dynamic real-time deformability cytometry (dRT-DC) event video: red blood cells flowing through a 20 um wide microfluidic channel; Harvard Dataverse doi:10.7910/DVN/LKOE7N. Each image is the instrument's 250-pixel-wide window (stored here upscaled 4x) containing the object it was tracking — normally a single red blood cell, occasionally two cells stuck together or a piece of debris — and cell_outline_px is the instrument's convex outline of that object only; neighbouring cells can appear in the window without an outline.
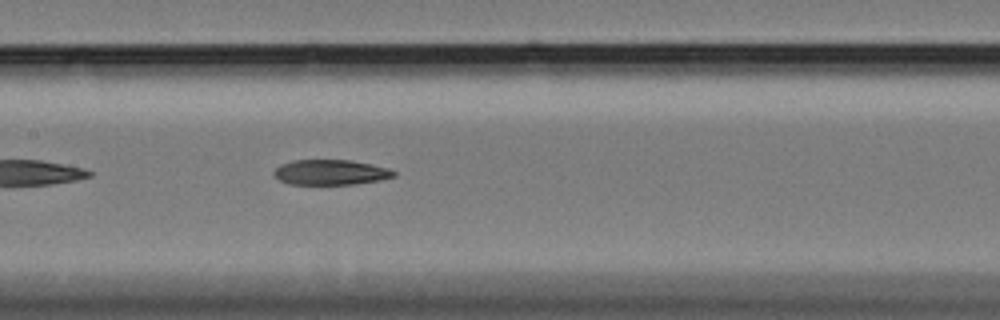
{"species": "Egyptian fruit bat (a non-hibernating species)", "species_latin": "Rousettus aegyptiacus", "temperature_condition": "cold", "stored_images_in_passage": 41, "camera_frame_rate_fps": 3000, "um_per_image_px": 0.085, "animal": {"sex": "female"}, "frame": {"image": 1, "passage_image": 12, "time_ms": 3.667, "image_size_px": [1000, 320], "cell_outline_px": [[396, 176], [380, 180], [356, 184], [288, 184], [280, 180], [272, 172], [280, 164], [292, 160], [352, 160], [372, 164], [388, 168], [396, 172]], "centroid_in_image_um": [28.11, 14.64], "position_along_channel_um": 179.3, "area_um2": 17.69}}
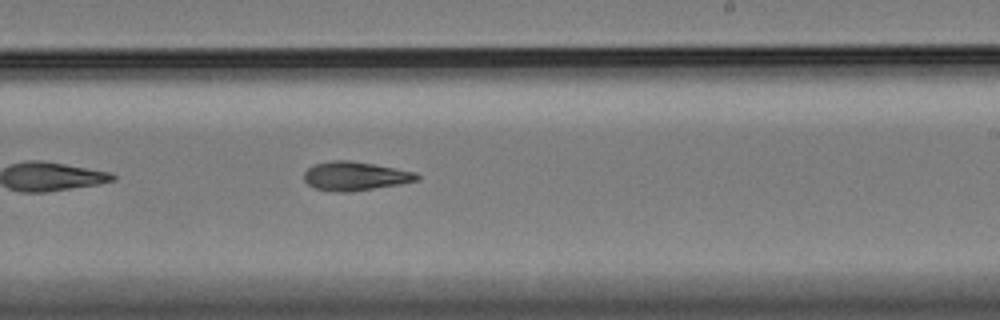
{"frame": {"image": 2, "passage_image": 19, "time_ms": 6.0, "image_size_px": [1000, 320], "cell_outline_px": [[420, 180], [400, 184], [352, 192], [336, 192], [316, 188], [308, 184], [304, 180], [304, 172], [308, 168], [316, 164], [332, 160], [352, 160], [396, 168], [416, 172], [420, 176]], "centroid_in_image_um": [30.22, 14.97], "position_along_channel_um": 258.8, "area_um2": 19.07}}
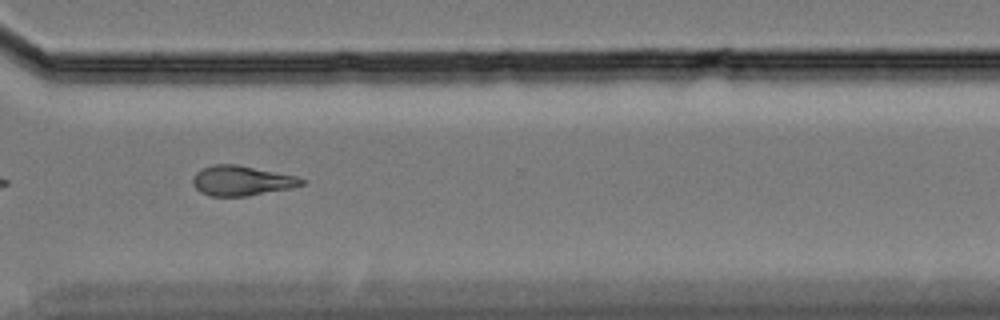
{"frame": {"image": 3, "passage_image": 27, "time_ms": 8.667, "image_size_px": [1000, 320], "cell_outline_px": [[304, 184], [292, 188], [248, 196], [208, 196], [200, 192], [192, 184], [192, 180], [196, 172], [204, 168], [216, 164], [236, 164], [296, 176], [304, 180]], "centroid_in_image_um": [20.52, 15.37], "position_along_channel_um": 350.1, "area_um2": 18.9}, "authors_computed_cell_mechanics": {"area_um2": 18.6116, "velocity_mm_per_s": 3.421, "shape_relaxation_time_tau1_ms": 10.904, "shape_relaxation_time_tau2_ms": 10.644, "deformation_change_tau1": 0.2232, "deformation_change_tau2": 0.2074}}